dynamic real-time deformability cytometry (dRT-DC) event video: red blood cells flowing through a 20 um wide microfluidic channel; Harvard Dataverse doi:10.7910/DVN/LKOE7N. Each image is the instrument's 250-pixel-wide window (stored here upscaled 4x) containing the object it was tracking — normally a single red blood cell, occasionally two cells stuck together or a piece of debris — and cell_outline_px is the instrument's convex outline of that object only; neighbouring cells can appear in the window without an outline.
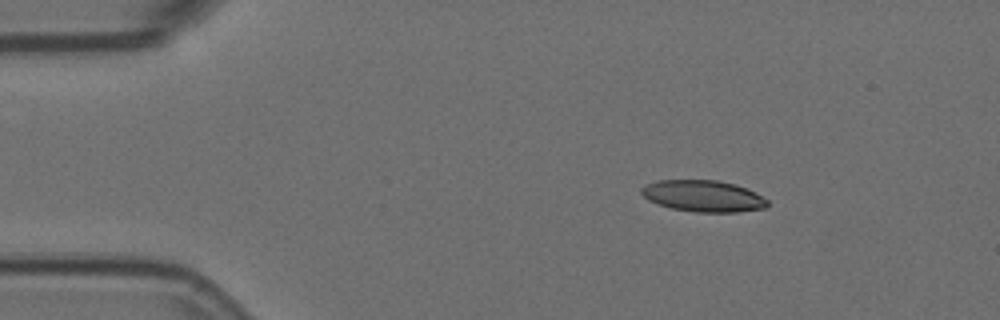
{"species": "Egyptian fruit bat (a non-hibernating species)", "species_latin": "Rousettus aegyptiacus", "temperature_condition": "room temperature", "stored_images_in_passage": 4, "camera_frame_rate_fps": 3000, "um_per_image_px": 0.085, "animal": {"sex": "female"}, "frame": {"image": 1, "passage_image": 2, "time_ms": 0.333, "image_size_px": [1000, 320], "cell_outline_px": [[768, 204], [764, 208], [740, 212], [696, 212], [672, 208], [648, 200], [640, 192], [640, 188], [644, 184], [656, 180], [716, 180], [736, 184], [748, 188], [756, 192], [768, 200]], "centroid_in_image_um": [59.78, 16.65], "position_along_channel_um": 25.2, "area_um2": 23.29}}